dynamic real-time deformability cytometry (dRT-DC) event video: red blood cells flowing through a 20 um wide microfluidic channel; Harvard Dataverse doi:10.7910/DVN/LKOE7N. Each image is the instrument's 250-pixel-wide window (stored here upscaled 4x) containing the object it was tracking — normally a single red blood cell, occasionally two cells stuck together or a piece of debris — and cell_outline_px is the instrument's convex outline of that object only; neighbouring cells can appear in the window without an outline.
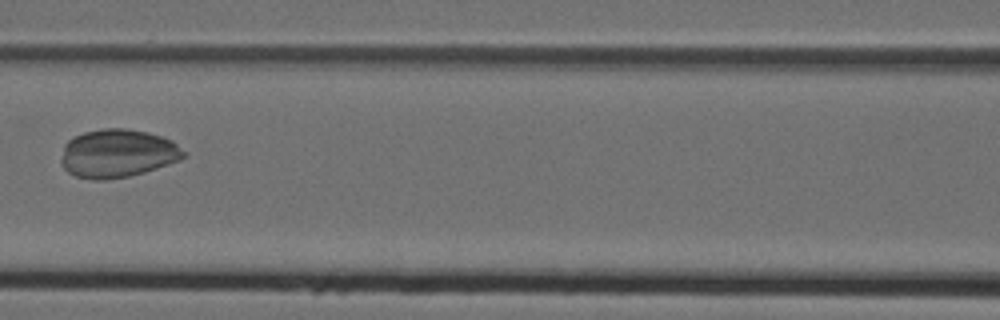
{"species": "Egyptian fruit bat (a non-hibernating species)", "species_latin": "Rousettus aegyptiacus", "temperature_condition": "cold", "stored_images_in_passage": 6, "camera_frame_rate_fps": 3000, "um_per_image_px": 0.085, "animal": {"sex": "female"}, "frame": {"image": 1, "passage_image": 6, "time_ms": 1.667, "image_size_px": [1000, 320], "cell_outline_px": [[188, 152], [180, 160], [144, 172], [128, 176], [104, 180], [92, 180], [76, 176], [68, 172], [60, 164], [60, 160], [64, 144], [72, 136], [84, 132], [104, 128], [124, 128], [148, 132], [172, 140]], "centroid_in_image_um": [9.98, 13.03], "position_along_channel_um": 156.6, "area_um2": 34.74}}